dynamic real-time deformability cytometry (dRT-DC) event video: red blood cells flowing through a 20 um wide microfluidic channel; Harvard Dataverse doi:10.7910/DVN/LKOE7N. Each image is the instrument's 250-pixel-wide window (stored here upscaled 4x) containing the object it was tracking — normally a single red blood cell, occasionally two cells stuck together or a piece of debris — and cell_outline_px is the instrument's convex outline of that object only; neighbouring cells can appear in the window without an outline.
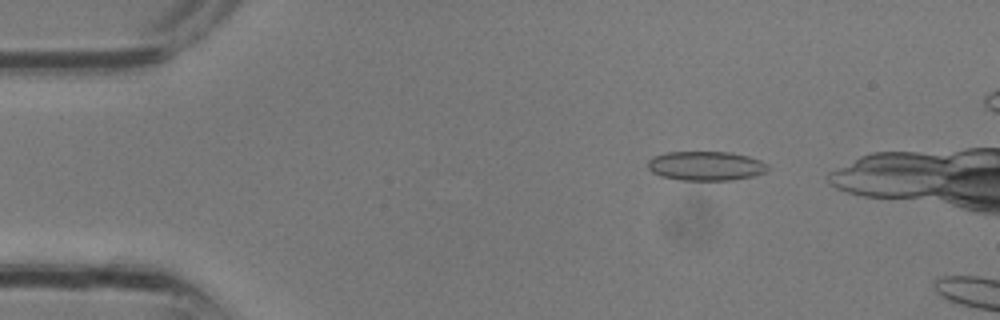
{"species": "common noctule bat (a hibernating species)", "species_latin": "Nyctalus noctula", "temperature_condition": "room temperature", "stored_images_in_passage": 7, "camera_frame_rate_fps": 3000, "um_per_image_px": 0.085, "animal": {"sex": "male", "body_mass_g": 13.3}, "frame": {"image": 1, "passage_image": 4, "time_ms": 1.0, "image_size_px": [1000, 320], "cell_outline_px": [[768, 168], [764, 172], [752, 176], [732, 180], [680, 180], [660, 176], [652, 172], [648, 168], [648, 160], [652, 156], [668, 152], [728, 152], [748, 156], [760, 160], [768, 164]], "centroid_in_image_um": [59.97, 14.1], "position_along_channel_um": 25.0, "area_um2": 20.46}}